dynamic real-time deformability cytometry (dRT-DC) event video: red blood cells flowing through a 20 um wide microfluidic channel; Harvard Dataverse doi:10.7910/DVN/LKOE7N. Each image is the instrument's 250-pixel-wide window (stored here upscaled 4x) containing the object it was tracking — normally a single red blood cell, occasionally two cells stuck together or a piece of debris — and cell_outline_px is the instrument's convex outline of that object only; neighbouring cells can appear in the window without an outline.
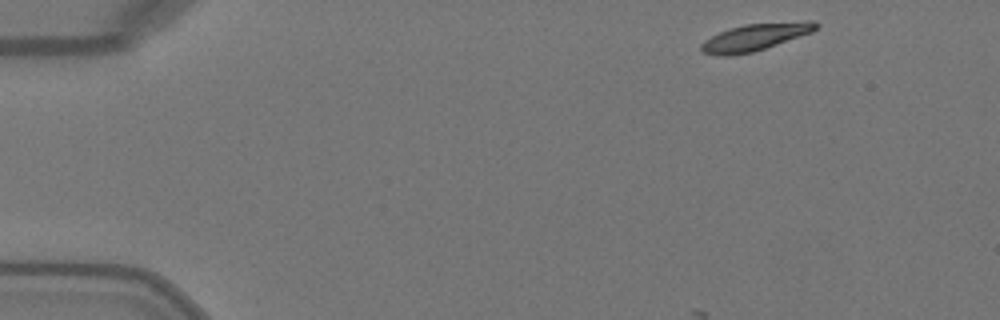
{"species": "Egyptian fruit bat (a non-hibernating species)", "species_latin": "Rousettus aegyptiacus", "temperature_condition": "warm", "stored_images_in_passage": 11, "camera_frame_rate_fps": 3000, "um_per_image_px": 0.085, "animal": {"sex": "female"}, "frame": {"image": 1, "passage_image": 1, "time_ms": 0.0, "image_size_px": [1000, 320], "cell_outline_px": [[820, 24], [812, 32], [752, 52], [732, 56], [716, 56], [704, 52], [700, 48], [700, 44], [704, 40], [728, 28], [744, 24], [804, 20], [812, 20]], "centroid_in_image_um": [64.18, 3.14], "position_along_channel_um": 20.8, "area_um2": 18.15}}
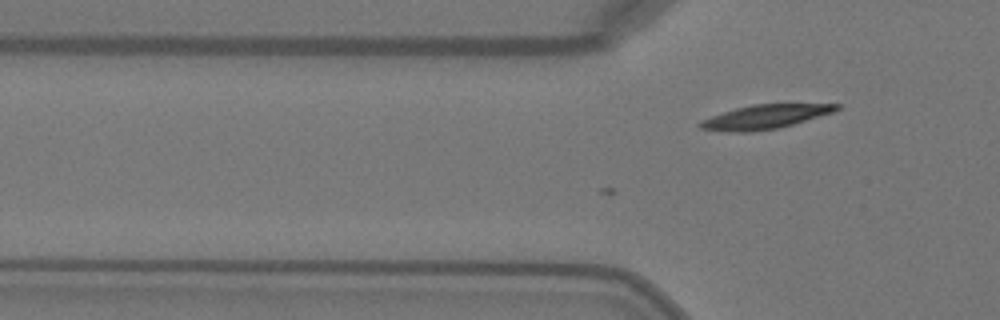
{"frame": {"image": 2, "passage_image": 11, "time_ms": 3.333, "image_size_px": [1000, 320], "cell_outline_px": [[840, 108], [832, 112], [780, 128], [752, 132], [728, 132], [700, 128], [696, 124], [700, 120], [736, 108], [752, 104], [840, 104]], "centroid_in_image_um": [64.98, 9.94], "position_along_channel_um": 60.8, "area_um2": 19.02}}